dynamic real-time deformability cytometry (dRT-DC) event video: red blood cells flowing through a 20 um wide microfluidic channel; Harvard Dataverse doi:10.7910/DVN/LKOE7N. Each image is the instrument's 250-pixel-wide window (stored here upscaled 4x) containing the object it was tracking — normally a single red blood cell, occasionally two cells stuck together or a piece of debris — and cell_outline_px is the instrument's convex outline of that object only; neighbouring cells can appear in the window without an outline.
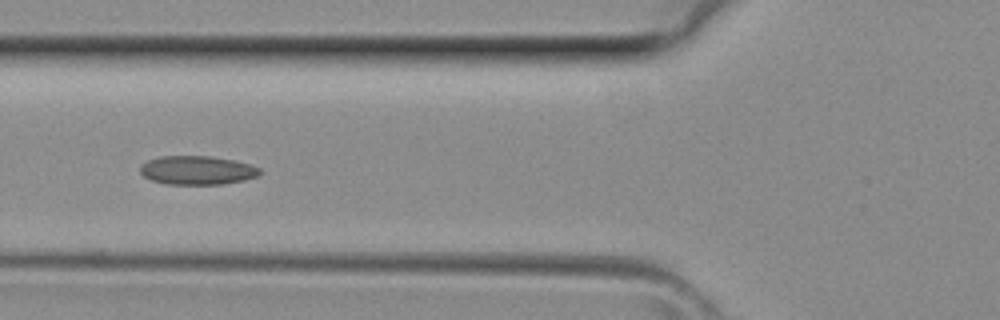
{"species": "common noctule bat (a hibernating species)", "species_latin": "Nyctalus noctula", "temperature_condition": "room temperature", "stored_images_in_passage": 32, "camera_frame_rate_fps": 3000, "um_per_image_px": 0.085, "animal": {"sex": "female", "body_mass_g": 29.2, "forearm_length_mm": 56.3}, "frame": {"image": 1, "passage_image": 7, "time_ms": 2.0, "image_size_px": [1000, 320], "cell_outline_px": [[260, 172], [256, 176], [244, 180], [224, 184], [164, 184], [152, 180], [144, 176], [140, 172], [140, 164], [148, 160], [160, 156], [212, 156], [236, 160], [252, 164], [260, 168]], "centroid_in_image_um": [16.76, 14.46], "position_along_channel_um": 109.0, "area_um2": 20.23}}
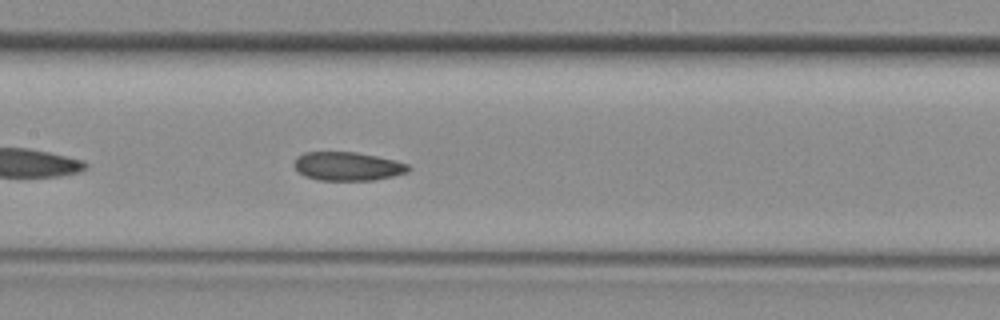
{"frame": {"image": 2, "passage_image": 11, "time_ms": 3.333, "image_size_px": [1000, 320], "cell_outline_px": [[408, 172], [376, 180], [316, 180], [304, 176], [292, 164], [296, 156], [304, 152], [356, 152], [376, 156], [408, 164]], "centroid_in_image_um": [29.48, 14.13], "position_along_channel_um": 177.9, "area_um2": 19.02}}
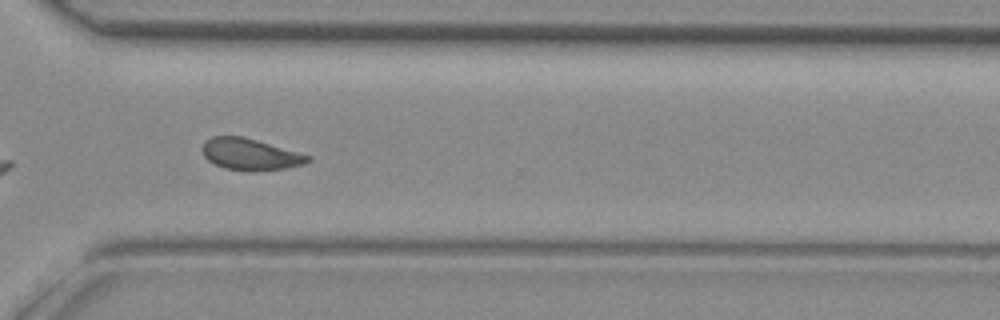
{"frame": {"image": 3, "passage_image": 21, "time_ms": 6.667, "image_size_px": [1000, 320], "cell_outline_px": [[312, 160], [304, 164], [284, 168], [252, 172], [248, 172], [224, 168], [208, 160], [204, 156], [200, 148], [204, 140], [212, 136], [244, 136], [312, 156]], "centroid_in_image_um": [21.24, 13.11], "position_along_channel_um": 349.4, "area_um2": 19.71}}